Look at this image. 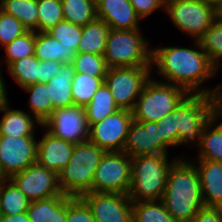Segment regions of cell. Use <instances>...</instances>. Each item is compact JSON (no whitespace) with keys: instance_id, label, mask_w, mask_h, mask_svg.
<instances>
[{"instance_id":"20","label":"cell","mask_w":222,"mask_h":222,"mask_svg":"<svg viewBox=\"0 0 222 222\" xmlns=\"http://www.w3.org/2000/svg\"><path fill=\"white\" fill-rule=\"evenodd\" d=\"M9 100L0 109V136H36L37 126L42 124L25 110L10 108Z\"/></svg>"},{"instance_id":"34","label":"cell","mask_w":222,"mask_h":222,"mask_svg":"<svg viewBox=\"0 0 222 222\" xmlns=\"http://www.w3.org/2000/svg\"><path fill=\"white\" fill-rule=\"evenodd\" d=\"M198 43L212 61L217 74L222 62V21L219 18L203 33Z\"/></svg>"},{"instance_id":"44","label":"cell","mask_w":222,"mask_h":222,"mask_svg":"<svg viewBox=\"0 0 222 222\" xmlns=\"http://www.w3.org/2000/svg\"><path fill=\"white\" fill-rule=\"evenodd\" d=\"M216 87L211 97L213 100L215 117L222 123V84H218Z\"/></svg>"},{"instance_id":"23","label":"cell","mask_w":222,"mask_h":222,"mask_svg":"<svg viewBox=\"0 0 222 222\" xmlns=\"http://www.w3.org/2000/svg\"><path fill=\"white\" fill-rule=\"evenodd\" d=\"M109 30V26L98 18L82 26V36L78 44V52L104 55Z\"/></svg>"},{"instance_id":"47","label":"cell","mask_w":222,"mask_h":222,"mask_svg":"<svg viewBox=\"0 0 222 222\" xmlns=\"http://www.w3.org/2000/svg\"><path fill=\"white\" fill-rule=\"evenodd\" d=\"M218 18L222 21V3L218 6Z\"/></svg>"},{"instance_id":"1","label":"cell","mask_w":222,"mask_h":222,"mask_svg":"<svg viewBox=\"0 0 222 222\" xmlns=\"http://www.w3.org/2000/svg\"><path fill=\"white\" fill-rule=\"evenodd\" d=\"M194 48L183 46L152 47V74L155 68L159 81L183 88L188 94L212 95L217 87L206 88L204 82L217 77L213 63L194 40ZM203 85V86H202Z\"/></svg>"},{"instance_id":"25","label":"cell","mask_w":222,"mask_h":222,"mask_svg":"<svg viewBox=\"0 0 222 222\" xmlns=\"http://www.w3.org/2000/svg\"><path fill=\"white\" fill-rule=\"evenodd\" d=\"M84 109L87 124L90 127L92 124L102 121L120 108L117 106L109 88L103 83Z\"/></svg>"},{"instance_id":"17","label":"cell","mask_w":222,"mask_h":222,"mask_svg":"<svg viewBox=\"0 0 222 222\" xmlns=\"http://www.w3.org/2000/svg\"><path fill=\"white\" fill-rule=\"evenodd\" d=\"M96 16L110 29H141V18L136 14L130 0H96Z\"/></svg>"},{"instance_id":"13","label":"cell","mask_w":222,"mask_h":222,"mask_svg":"<svg viewBox=\"0 0 222 222\" xmlns=\"http://www.w3.org/2000/svg\"><path fill=\"white\" fill-rule=\"evenodd\" d=\"M48 132L57 138L79 144L88 141L89 127L82 106L73 105L55 109L42 124Z\"/></svg>"},{"instance_id":"38","label":"cell","mask_w":222,"mask_h":222,"mask_svg":"<svg viewBox=\"0 0 222 222\" xmlns=\"http://www.w3.org/2000/svg\"><path fill=\"white\" fill-rule=\"evenodd\" d=\"M72 63L75 72L93 77H105L108 69L103 55L78 52Z\"/></svg>"},{"instance_id":"41","label":"cell","mask_w":222,"mask_h":222,"mask_svg":"<svg viewBox=\"0 0 222 222\" xmlns=\"http://www.w3.org/2000/svg\"><path fill=\"white\" fill-rule=\"evenodd\" d=\"M136 14L141 20L148 18L155 11L165 9V0H130Z\"/></svg>"},{"instance_id":"16","label":"cell","mask_w":222,"mask_h":222,"mask_svg":"<svg viewBox=\"0 0 222 222\" xmlns=\"http://www.w3.org/2000/svg\"><path fill=\"white\" fill-rule=\"evenodd\" d=\"M171 146L161 136L157 122H136L129 126L123 148L130 158L145 155L168 154Z\"/></svg>"},{"instance_id":"2","label":"cell","mask_w":222,"mask_h":222,"mask_svg":"<svg viewBox=\"0 0 222 222\" xmlns=\"http://www.w3.org/2000/svg\"><path fill=\"white\" fill-rule=\"evenodd\" d=\"M214 117L210 95L188 94L173 112L157 121V128L172 149L181 145L197 147L206 126Z\"/></svg>"},{"instance_id":"43","label":"cell","mask_w":222,"mask_h":222,"mask_svg":"<svg viewBox=\"0 0 222 222\" xmlns=\"http://www.w3.org/2000/svg\"><path fill=\"white\" fill-rule=\"evenodd\" d=\"M191 222H222L221 207L201 208Z\"/></svg>"},{"instance_id":"42","label":"cell","mask_w":222,"mask_h":222,"mask_svg":"<svg viewBox=\"0 0 222 222\" xmlns=\"http://www.w3.org/2000/svg\"><path fill=\"white\" fill-rule=\"evenodd\" d=\"M61 65L55 60L39 61V83L48 82L60 71Z\"/></svg>"},{"instance_id":"26","label":"cell","mask_w":222,"mask_h":222,"mask_svg":"<svg viewBox=\"0 0 222 222\" xmlns=\"http://www.w3.org/2000/svg\"><path fill=\"white\" fill-rule=\"evenodd\" d=\"M30 201L11 179L0 181L1 215L12 216L27 212Z\"/></svg>"},{"instance_id":"46","label":"cell","mask_w":222,"mask_h":222,"mask_svg":"<svg viewBox=\"0 0 222 222\" xmlns=\"http://www.w3.org/2000/svg\"><path fill=\"white\" fill-rule=\"evenodd\" d=\"M2 70L0 69V109L4 106V104L8 101V92H7V86L5 84V79L3 77V73L1 72Z\"/></svg>"},{"instance_id":"29","label":"cell","mask_w":222,"mask_h":222,"mask_svg":"<svg viewBox=\"0 0 222 222\" xmlns=\"http://www.w3.org/2000/svg\"><path fill=\"white\" fill-rule=\"evenodd\" d=\"M29 95V113L43 124L53 112V105L49 98V86L47 83H36L23 88Z\"/></svg>"},{"instance_id":"12","label":"cell","mask_w":222,"mask_h":222,"mask_svg":"<svg viewBox=\"0 0 222 222\" xmlns=\"http://www.w3.org/2000/svg\"><path fill=\"white\" fill-rule=\"evenodd\" d=\"M36 136H0V166L10 179L37 161Z\"/></svg>"},{"instance_id":"32","label":"cell","mask_w":222,"mask_h":222,"mask_svg":"<svg viewBox=\"0 0 222 222\" xmlns=\"http://www.w3.org/2000/svg\"><path fill=\"white\" fill-rule=\"evenodd\" d=\"M132 222H177L162 200L132 202Z\"/></svg>"},{"instance_id":"36","label":"cell","mask_w":222,"mask_h":222,"mask_svg":"<svg viewBox=\"0 0 222 222\" xmlns=\"http://www.w3.org/2000/svg\"><path fill=\"white\" fill-rule=\"evenodd\" d=\"M65 48L47 32H36L34 55L39 61L55 60L66 63Z\"/></svg>"},{"instance_id":"48","label":"cell","mask_w":222,"mask_h":222,"mask_svg":"<svg viewBox=\"0 0 222 222\" xmlns=\"http://www.w3.org/2000/svg\"><path fill=\"white\" fill-rule=\"evenodd\" d=\"M208 2L214 3L219 6L222 3V0H207Z\"/></svg>"},{"instance_id":"35","label":"cell","mask_w":222,"mask_h":222,"mask_svg":"<svg viewBox=\"0 0 222 222\" xmlns=\"http://www.w3.org/2000/svg\"><path fill=\"white\" fill-rule=\"evenodd\" d=\"M35 40L36 32L28 30L22 36L17 37L12 42L4 45L5 58L3 59L5 61H0V63L5 62L7 69L13 62L20 60L23 57L34 55ZM0 69H2V67Z\"/></svg>"},{"instance_id":"19","label":"cell","mask_w":222,"mask_h":222,"mask_svg":"<svg viewBox=\"0 0 222 222\" xmlns=\"http://www.w3.org/2000/svg\"><path fill=\"white\" fill-rule=\"evenodd\" d=\"M201 182L205 206L222 208V163L206 159H191Z\"/></svg>"},{"instance_id":"30","label":"cell","mask_w":222,"mask_h":222,"mask_svg":"<svg viewBox=\"0 0 222 222\" xmlns=\"http://www.w3.org/2000/svg\"><path fill=\"white\" fill-rule=\"evenodd\" d=\"M64 20L79 26L93 22L96 16V0H61Z\"/></svg>"},{"instance_id":"27","label":"cell","mask_w":222,"mask_h":222,"mask_svg":"<svg viewBox=\"0 0 222 222\" xmlns=\"http://www.w3.org/2000/svg\"><path fill=\"white\" fill-rule=\"evenodd\" d=\"M0 9L17 18L28 30L38 32L37 0H0Z\"/></svg>"},{"instance_id":"10","label":"cell","mask_w":222,"mask_h":222,"mask_svg":"<svg viewBox=\"0 0 222 222\" xmlns=\"http://www.w3.org/2000/svg\"><path fill=\"white\" fill-rule=\"evenodd\" d=\"M131 183V158L125 152H105L92 181V192L126 194Z\"/></svg>"},{"instance_id":"7","label":"cell","mask_w":222,"mask_h":222,"mask_svg":"<svg viewBox=\"0 0 222 222\" xmlns=\"http://www.w3.org/2000/svg\"><path fill=\"white\" fill-rule=\"evenodd\" d=\"M187 95L188 93L183 88L161 82L151 76L132 110L133 120L157 122L173 112Z\"/></svg>"},{"instance_id":"40","label":"cell","mask_w":222,"mask_h":222,"mask_svg":"<svg viewBox=\"0 0 222 222\" xmlns=\"http://www.w3.org/2000/svg\"><path fill=\"white\" fill-rule=\"evenodd\" d=\"M66 222H95L90 207L81 197L67 195Z\"/></svg>"},{"instance_id":"28","label":"cell","mask_w":222,"mask_h":222,"mask_svg":"<svg viewBox=\"0 0 222 222\" xmlns=\"http://www.w3.org/2000/svg\"><path fill=\"white\" fill-rule=\"evenodd\" d=\"M65 48L66 63L73 62L74 56L78 53V44L82 36V26L68 21H60L47 32Z\"/></svg>"},{"instance_id":"37","label":"cell","mask_w":222,"mask_h":222,"mask_svg":"<svg viewBox=\"0 0 222 222\" xmlns=\"http://www.w3.org/2000/svg\"><path fill=\"white\" fill-rule=\"evenodd\" d=\"M38 32H48L64 20L61 0H37Z\"/></svg>"},{"instance_id":"11","label":"cell","mask_w":222,"mask_h":222,"mask_svg":"<svg viewBox=\"0 0 222 222\" xmlns=\"http://www.w3.org/2000/svg\"><path fill=\"white\" fill-rule=\"evenodd\" d=\"M133 121L132 111L119 109L89 127L88 140L105 152H122Z\"/></svg>"},{"instance_id":"18","label":"cell","mask_w":222,"mask_h":222,"mask_svg":"<svg viewBox=\"0 0 222 222\" xmlns=\"http://www.w3.org/2000/svg\"><path fill=\"white\" fill-rule=\"evenodd\" d=\"M44 131L37 142L36 162L58 174L70 162L75 144L55 137L46 129Z\"/></svg>"},{"instance_id":"39","label":"cell","mask_w":222,"mask_h":222,"mask_svg":"<svg viewBox=\"0 0 222 222\" xmlns=\"http://www.w3.org/2000/svg\"><path fill=\"white\" fill-rule=\"evenodd\" d=\"M27 31L17 18L0 9V46L3 47Z\"/></svg>"},{"instance_id":"21","label":"cell","mask_w":222,"mask_h":222,"mask_svg":"<svg viewBox=\"0 0 222 222\" xmlns=\"http://www.w3.org/2000/svg\"><path fill=\"white\" fill-rule=\"evenodd\" d=\"M27 213L31 222H66L67 195L30 202Z\"/></svg>"},{"instance_id":"5","label":"cell","mask_w":222,"mask_h":222,"mask_svg":"<svg viewBox=\"0 0 222 222\" xmlns=\"http://www.w3.org/2000/svg\"><path fill=\"white\" fill-rule=\"evenodd\" d=\"M105 151L91 141L74 145L70 162L57 174L60 191L71 197L92 192V181Z\"/></svg>"},{"instance_id":"8","label":"cell","mask_w":222,"mask_h":222,"mask_svg":"<svg viewBox=\"0 0 222 222\" xmlns=\"http://www.w3.org/2000/svg\"><path fill=\"white\" fill-rule=\"evenodd\" d=\"M164 12L192 41H198L218 18V6L207 0H165Z\"/></svg>"},{"instance_id":"22","label":"cell","mask_w":222,"mask_h":222,"mask_svg":"<svg viewBox=\"0 0 222 222\" xmlns=\"http://www.w3.org/2000/svg\"><path fill=\"white\" fill-rule=\"evenodd\" d=\"M73 63H62L60 71L47 83L49 86V98L53 105V111L57 108L73 106L71 85L74 77Z\"/></svg>"},{"instance_id":"24","label":"cell","mask_w":222,"mask_h":222,"mask_svg":"<svg viewBox=\"0 0 222 222\" xmlns=\"http://www.w3.org/2000/svg\"><path fill=\"white\" fill-rule=\"evenodd\" d=\"M196 148V159L222 163V123L216 117L206 126Z\"/></svg>"},{"instance_id":"31","label":"cell","mask_w":222,"mask_h":222,"mask_svg":"<svg viewBox=\"0 0 222 222\" xmlns=\"http://www.w3.org/2000/svg\"><path fill=\"white\" fill-rule=\"evenodd\" d=\"M20 88L39 83V60L35 55L23 57L7 68V74Z\"/></svg>"},{"instance_id":"33","label":"cell","mask_w":222,"mask_h":222,"mask_svg":"<svg viewBox=\"0 0 222 222\" xmlns=\"http://www.w3.org/2000/svg\"><path fill=\"white\" fill-rule=\"evenodd\" d=\"M104 78L75 72L71 85L74 105L85 107L104 83Z\"/></svg>"},{"instance_id":"14","label":"cell","mask_w":222,"mask_h":222,"mask_svg":"<svg viewBox=\"0 0 222 222\" xmlns=\"http://www.w3.org/2000/svg\"><path fill=\"white\" fill-rule=\"evenodd\" d=\"M10 179L30 202L64 195L58 187L57 174L37 162Z\"/></svg>"},{"instance_id":"3","label":"cell","mask_w":222,"mask_h":222,"mask_svg":"<svg viewBox=\"0 0 222 222\" xmlns=\"http://www.w3.org/2000/svg\"><path fill=\"white\" fill-rule=\"evenodd\" d=\"M162 201L177 222H191L205 207L199 174L190 157L181 155L169 169Z\"/></svg>"},{"instance_id":"6","label":"cell","mask_w":222,"mask_h":222,"mask_svg":"<svg viewBox=\"0 0 222 222\" xmlns=\"http://www.w3.org/2000/svg\"><path fill=\"white\" fill-rule=\"evenodd\" d=\"M149 42L141 29H110L103 55L107 68L151 66Z\"/></svg>"},{"instance_id":"4","label":"cell","mask_w":222,"mask_h":222,"mask_svg":"<svg viewBox=\"0 0 222 222\" xmlns=\"http://www.w3.org/2000/svg\"><path fill=\"white\" fill-rule=\"evenodd\" d=\"M145 155L131 158V183L127 193L132 202L162 200L168 171L179 156Z\"/></svg>"},{"instance_id":"49","label":"cell","mask_w":222,"mask_h":222,"mask_svg":"<svg viewBox=\"0 0 222 222\" xmlns=\"http://www.w3.org/2000/svg\"><path fill=\"white\" fill-rule=\"evenodd\" d=\"M7 179L4 175L3 172L1 170V166H0V181Z\"/></svg>"},{"instance_id":"45","label":"cell","mask_w":222,"mask_h":222,"mask_svg":"<svg viewBox=\"0 0 222 222\" xmlns=\"http://www.w3.org/2000/svg\"><path fill=\"white\" fill-rule=\"evenodd\" d=\"M0 222H31L27 212L19 213L12 216L2 215Z\"/></svg>"},{"instance_id":"15","label":"cell","mask_w":222,"mask_h":222,"mask_svg":"<svg viewBox=\"0 0 222 222\" xmlns=\"http://www.w3.org/2000/svg\"><path fill=\"white\" fill-rule=\"evenodd\" d=\"M95 222H132V201L126 194L88 192L81 196Z\"/></svg>"},{"instance_id":"9","label":"cell","mask_w":222,"mask_h":222,"mask_svg":"<svg viewBox=\"0 0 222 222\" xmlns=\"http://www.w3.org/2000/svg\"><path fill=\"white\" fill-rule=\"evenodd\" d=\"M152 76L151 66L108 68L104 83L120 109L132 111L145 83Z\"/></svg>"}]
</instances>
